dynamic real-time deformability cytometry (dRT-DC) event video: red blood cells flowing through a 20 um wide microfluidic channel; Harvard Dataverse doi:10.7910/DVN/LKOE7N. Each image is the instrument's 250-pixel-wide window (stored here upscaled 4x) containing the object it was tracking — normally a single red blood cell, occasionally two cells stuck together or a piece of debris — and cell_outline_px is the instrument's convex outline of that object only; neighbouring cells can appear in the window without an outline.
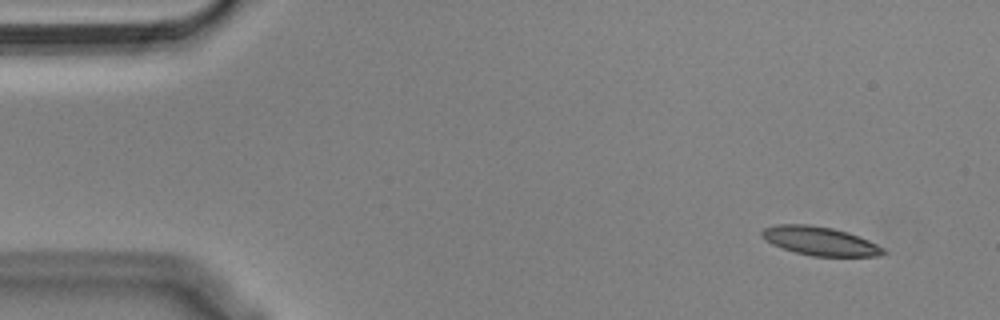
{"species": "Egyptian fruit bat (a non-hibernating species)", "species_latin": "Rousettus aegyptiacus", "temperature_condition": "cold", "stored_images_in_passage": 52, "camera_frame_rate_fps": 3000, "um_per_image_px": 0.085, "animal": {"sex": "male"}, "frame": {"image": 1, "passage_image": 1, "time_ms": 0.0, "image_size_px": [1000, 320], "cell_outline_px": [[888, 252], [880, 256], [812, 256], [796, 252], [772, 244], [760, 232], [764, 228], [776, 224], [808, 224], [832, 228], [848, 232], [868, 240], [884, 248]], "centroid_in_image_um": [69.73, 20.48], "position_along_channel_um": 15.3, "area_um2": 20.11}}
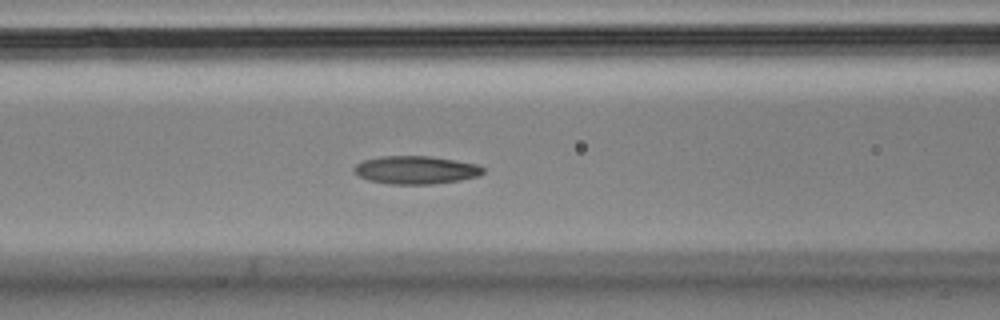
{"frame": {"image": 2, "passage_image": 19, "time_ms": 6.0, "image_size_px": [1000, 320], "cell_outline_px": [[484, 172], [480, 176], [460, 180], [432, 184], [388, 184], [368, 180], [352, 172], [352, 168], [356, 164], [364, 160], [380, 156], [432, 156], [480, 164], [484, 168]], "centroid_in_image_um": [35.36, 14.44], "position_along_channel_um": 131.2, "area_um2": 21.39}}
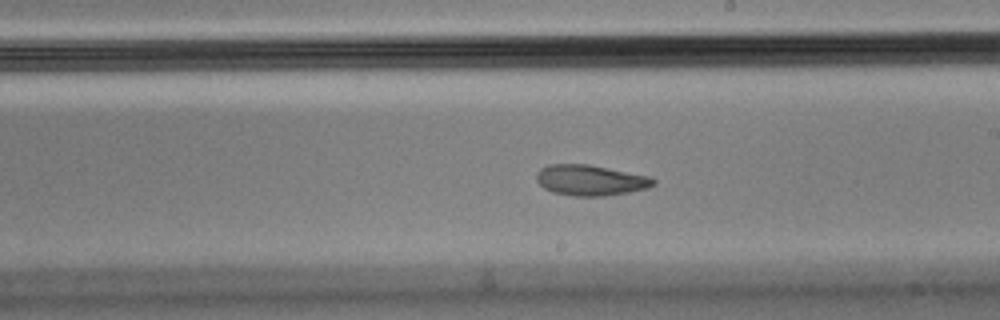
{"frame": {"image": 3, "passage_image": 28, "time_ms": 9.0, "image_size_px": [1000, 320], "cell_outline_px": [[656, 184], [648, 188], [628, 192], [604, 196], [572, 196], [552, 192], [544, 188], [536, 180], [536, 172], [540, 168], [548, 164], [588, 164], [648, 176], [656, 180]], "centroid_in_image_um": [50.16, 15.32], "position_along_channel_um": 238.8, "area_um2": 20.92}, "authors_computed_cell_mechanics": {"area_um2": 21.2704, "velocity_mm_per_s": 3.5942, "shape_relaxation_time_tau1_ms": 11.2807, "shape_relaxation_time_tau2_ms": 2.2742, "deformation_change_tau1": 0.2696, "deformation_change_tau2": 0.0799}}